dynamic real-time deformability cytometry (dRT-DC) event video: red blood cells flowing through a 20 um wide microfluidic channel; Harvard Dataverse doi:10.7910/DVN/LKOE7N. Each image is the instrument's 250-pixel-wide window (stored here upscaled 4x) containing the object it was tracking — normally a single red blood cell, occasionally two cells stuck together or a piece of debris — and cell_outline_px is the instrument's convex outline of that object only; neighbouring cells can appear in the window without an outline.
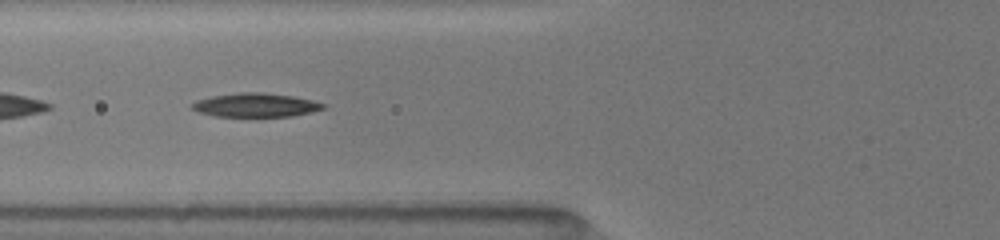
{"species": "common noctule bat (a hibernating species)", "species_latin": "Nyctalus noctula", "temperature_condition": "room temperature", "stored_images_in_passage": 18, "camera_frame_rate_fps": 3000, "um_per_image_px": 0.085, "animal": {"sex": "female", "body_mass_g": 19.5, "forearm_length_mm": 54.1}, "frame": {"image": 1, "passage_image": 13, "time_ms": 6.333, "image_size_px": [1000, 240], "cell_outline_px": [[328, 104], [324, 108], [312, 112], [292, 116], [216, 116], [200, 112], [192, 108], [192, 104], [196, 100], [212, 96], [240, 92], [264, 92], [292, 96], [312, 100]], "centroid_in_image_um": [21.77, 8.92], "position_along_channel_um": 104.0, "area_um2": 18.09}}
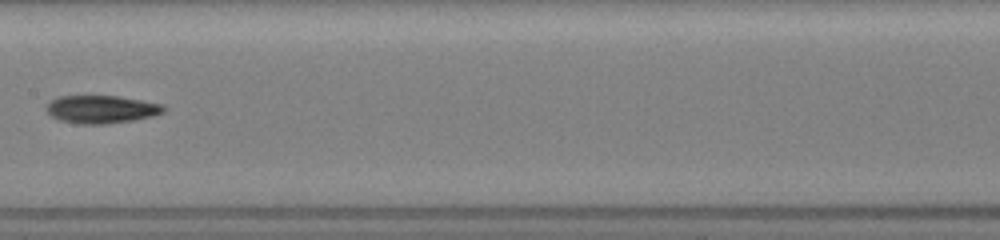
{"frame": {"image": 2, "passage_image": 16, "time_ms": 8.667, "image_size_px": [1000, 240], "cell_outline_px": [[164, 112], [152, 116], [132, 120], [108, 124], [80, 124], [60, 120], [52, 116], [44, 108], [52, 100], [60, 96], [116, 96], [164, 104]], "centroid_in_image_um": [8.61, 9.29], "position_along_channel_um": 198.8, "area_um2": 18.9}}